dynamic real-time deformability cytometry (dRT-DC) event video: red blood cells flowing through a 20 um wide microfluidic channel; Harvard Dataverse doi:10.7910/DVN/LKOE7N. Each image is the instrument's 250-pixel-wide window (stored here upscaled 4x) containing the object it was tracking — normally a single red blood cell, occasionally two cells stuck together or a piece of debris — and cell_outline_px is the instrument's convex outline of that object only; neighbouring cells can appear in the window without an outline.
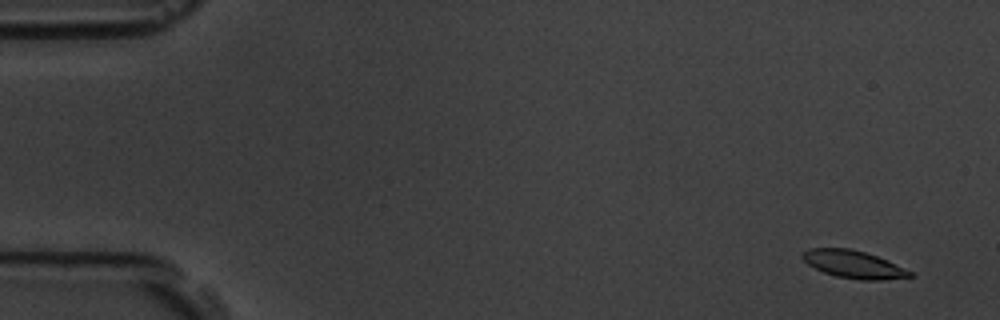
{"species": "common noctule bat (a hibernating species)", "species_latin": "Nyctalus noctula", "temperature_condition": "room temperature", "stored_images_in_passage": 57, "camera_frame_rate_fps": 3000, "um_per_image_px": 0.085, "animal": {"sex": "male", "body_mass_g": 19.5, "forearm_length_mm": 54.6}, "frame": {"image": 1, "passage_image": 3, "time_ms": 0.667, "image_size_px": [1000, 320], "cell_outline_px": [[916, 276], [884, 280], [860, 280], [836, 276], [824, 272], [808, 264], [800, 256], [800, 252], [808, 248], [852, 248], [888, 260], [912, 272]], "centroid_in_image_um": [72.54, 22.46], "position_along_channel_um": 12.5, "area_um2": 17.4}}
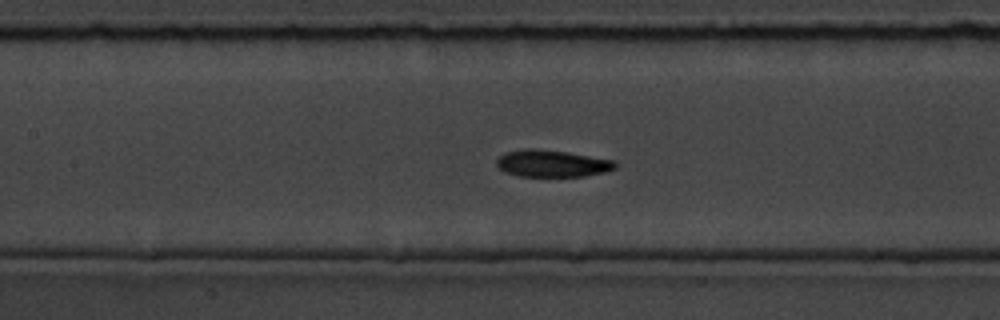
{"frame": {"image": 2, "passage_image": 26, "time_ms": 8.333, "image_size_px": [1000, 320], "cell_outline_px": [[616, 168], [604, 172], [584, 176], [520, 176], [504, 172], [496, 164], [496, 160], [504, 152], [524, 148], [532, 148], [568, 152], [616, 160]], "centroid_in_image_um": [46.92, 13.88], "position_along_channel_um": 160.5, "area_um2": 18.73}}
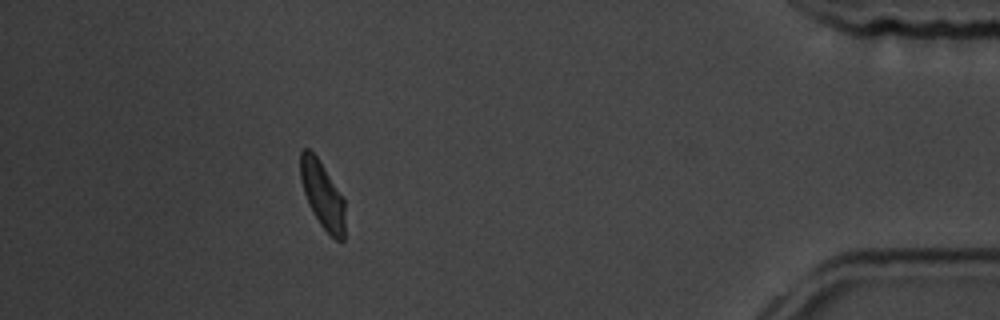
{"frame": {"image": 3, "passage_image": 51, "time_ms": 16.667, "image_size_px": [1000, 320], "cell_outline_px": [[344, 240], [336, 240], [320, 224], [312, 212], [308, 204], [300, 180], [300, 152], [304, 148], [308, 148], [316, 156], [344, 200]], "centroid_in_image_um": [27.37, 16.57], "position_along_channel_um": 407.8, "area_um2": 16.99}, "authors_computed_cell_mechanics": {"area_um2": 18.0914, "velocity_mm_per_s": 3.6089, "shape_relaxation_time_tau1_ms": null, "shape_relaxation_time_tau2_ms": 6.0529, "deformation_change_tau1": null, "deformation_change_tau2": 0.122}}